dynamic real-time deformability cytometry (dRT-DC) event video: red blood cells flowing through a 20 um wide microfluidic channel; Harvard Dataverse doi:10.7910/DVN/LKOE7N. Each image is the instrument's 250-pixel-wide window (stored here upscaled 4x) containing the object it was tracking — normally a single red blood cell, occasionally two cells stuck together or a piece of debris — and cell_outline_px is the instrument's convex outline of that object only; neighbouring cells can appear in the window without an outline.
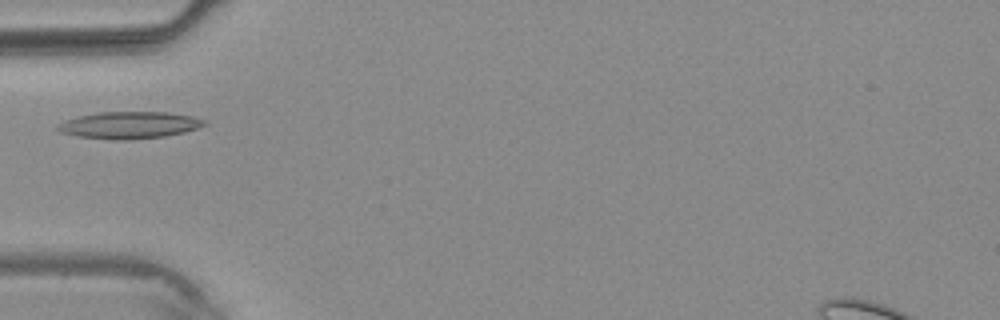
{"species": "common noctule bat (a hibernating species)", "species_latin": "Nyctalus noctula", "temperature_condition": "warm", "stored_images_in_passage": 2, "camera_frame_rate_fps": 3000, "um_per_image_px": 0.085, "animal": {"sex": "male", "body_mass_g": 20.4}, "frame": {"image": 1, "passage_image": 2, "time_ms": 1.0, "image_size_px": [1000, 320], "cell_outline_px": [[208, 124], [200, 128], [184, 132], [164, 136], [124, 140], [116, 140], [80, 136], [60, 132], [56, 128], [56, 124], [64, 120], [80, 116], [100, 112], [168, 112], [192, 116], [208, 120]], "centroid_in_image_um": [11.04, 10.63], "position_along_channel_um": 74.0, "area_um2": 23.06}}